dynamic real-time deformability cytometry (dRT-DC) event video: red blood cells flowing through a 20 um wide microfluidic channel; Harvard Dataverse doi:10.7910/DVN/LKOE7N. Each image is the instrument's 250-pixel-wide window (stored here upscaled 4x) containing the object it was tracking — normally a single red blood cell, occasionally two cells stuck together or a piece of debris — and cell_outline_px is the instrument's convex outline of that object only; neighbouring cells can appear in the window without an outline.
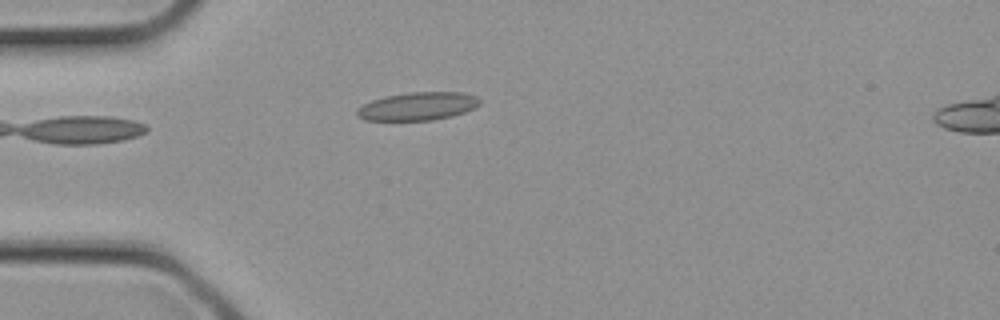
{"species": "common noctule bat (a hibernating species)", "species_latin": "Nyctalus noctula", "temperature_condition": "cold", "stored_images_in_passage": 4, "camera_frame_rate_fps": 3000, "um_per_image_px": 0.085, "animal": {"sex": "female", "body_mass_g": 21.9}, "frame": {"image": 1, "passage_image": 3, "time_ms": 0.667, "image_size_px": [1000, 320], "cell_outline_px": [[480, 104], [476, 108], [452, 116], [432, 120], [364, 120], [356, 116], [356, 108], [372, 100], [384, 96], [408, 92], [464, 92], [476, 96], [480, 100]], "centroid_in_image_um": [35.51, 9.03], "position_along_channel_um": 49.5, "area_um2": 20.29}}